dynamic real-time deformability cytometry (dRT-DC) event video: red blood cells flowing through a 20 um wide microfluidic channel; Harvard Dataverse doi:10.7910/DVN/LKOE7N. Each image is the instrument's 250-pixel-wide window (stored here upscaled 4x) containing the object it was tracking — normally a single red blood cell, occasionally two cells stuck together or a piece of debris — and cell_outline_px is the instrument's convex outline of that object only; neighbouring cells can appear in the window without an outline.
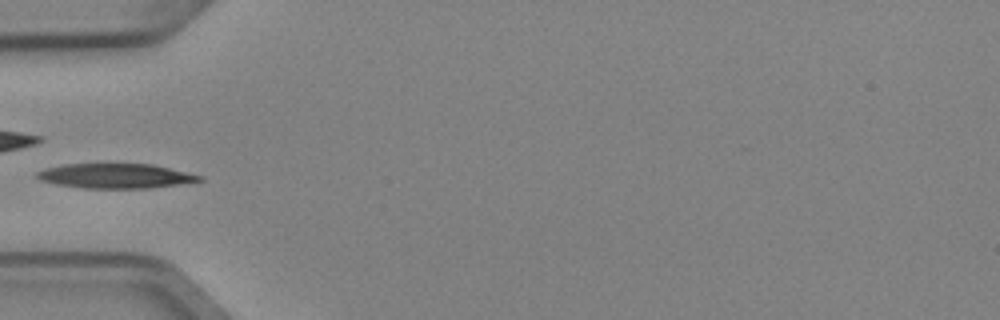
{"species": "Egyptian fruit bat (a non-hibernating species)", "species_latin": "Rousettus aegyptiacus", "temperature_condition": "cold", "stored_images_in_passage": 6, "camera_frame_rate_fps": 3000, "um_per_image_px": 0.085, "animal": {"sex": "female"}, "frame": {"image": 1, "passage_image": 5, "time_ms": 1.333, "image_size_px": [1000, 320], "cell_outline_px": [[204, 180], [148, 188], [84, 188], [56, 184], [40, 180], [36, 176], [36, 172], [48, 168], [64, 164], [152, 164], [204, 176]], "centroid_in_image_um": [9.82, 14.95], "position_along_channel_um": 75.2, "area_um2": 23.12}}
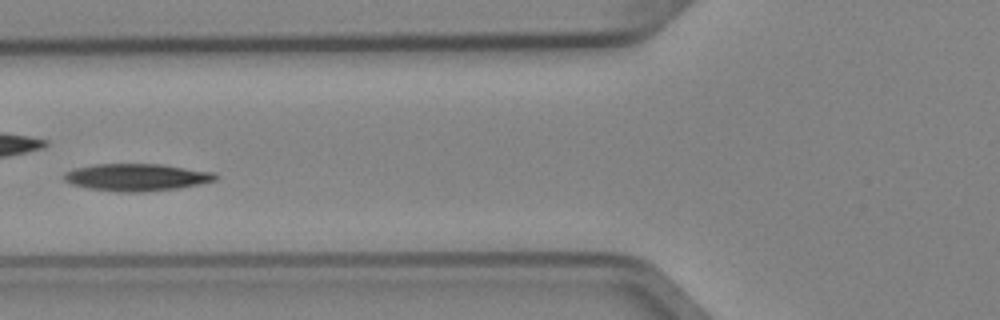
{"frame": {"image": 2, "passage_image": 6, "time_ms": 1.667, "image_size_px": [1000, 320], "cell_outline_px": [[220, 176], [216, 180], [200, 184], [180, 188], [140, 192], [116, 192], [88, 188], [72, 184], [64, 180], [64, 176], [68, 172], [76, 168], [96, 164], [160, 164], [216, 172]], "centroid_in_image_um": [11.69, 15.07], "position_along_channel_um": 114.1, "area_um2": 24.04}}